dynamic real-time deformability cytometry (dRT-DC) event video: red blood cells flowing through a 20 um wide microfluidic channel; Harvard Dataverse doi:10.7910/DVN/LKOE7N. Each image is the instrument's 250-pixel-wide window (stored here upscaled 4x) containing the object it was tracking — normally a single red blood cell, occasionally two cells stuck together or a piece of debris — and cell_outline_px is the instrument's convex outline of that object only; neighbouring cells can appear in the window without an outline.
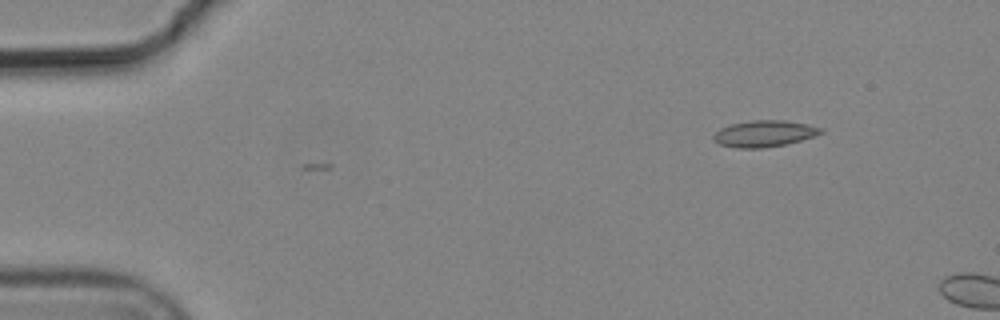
{"species": "common noctule bat (a hibernating species)", "species_latin": "Nyctalus noctula", "temperature_condition": "cold", "stored_images_in_passage": 2, "camera_frame_rate_fps": 3000, "um_per_image_px": 0.085, "animal": {"sex": "male", "body_mass_g": 19.2, "forearm_length_mm": 51.8}, "frame": {"image": 1, "passage_image": 2, "time_ms": 0.333, "image_size_px": [1000, 320], "cell_outline_px": [[824, 132], [816, 136], [788, 144], [764, 148], [736, 148], [720, 144], [712, 140], [712, 136], [720, 128], [732, 124], [752, 120], [784, 120], [808, 124], [824, 128]], "centroid_in_image_um": [65.0, 11.36], "position_along_channel_um": 20.0, "area_um2": 16.76}}